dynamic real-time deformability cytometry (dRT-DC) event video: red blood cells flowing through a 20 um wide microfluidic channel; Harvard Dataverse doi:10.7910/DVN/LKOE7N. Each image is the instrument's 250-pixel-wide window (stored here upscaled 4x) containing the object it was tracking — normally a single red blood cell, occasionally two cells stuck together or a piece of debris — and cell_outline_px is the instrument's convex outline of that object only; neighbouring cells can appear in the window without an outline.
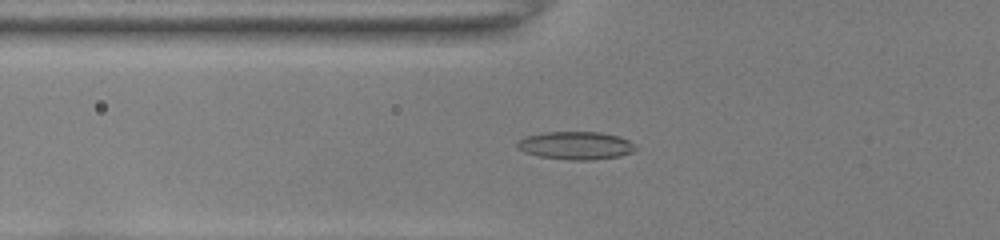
{"species": "common noctule bat (a hibernating species)", "species_latin": "Nyctalus noctula", "temperature_condition": "room temperature", "stored_images_in_passage": 48, "camera_frame_rate_fps": 3000, "um_per_image_px": 0.085, "animal": {"sex": "female", "body_mass_g": 22.0, "forearm_length_mm": 56.7}, "frame": {"image": 1, "passage_image": 16, "time_ms": 5.0, "image_size_px": [1000, 240], "cell_outline_px": [[640, 148], [632, 152], [620, 156], [592, 160], [568, 160], [536, 156], [524, 152], [516, 148], [516, 144], [524, 136], [544, 132], [600, 132], [620, 136], [628, 140]], "centroid_in_image_um": [48.94, 12.37], "position_along_channel_um": 76.9, "area_um2": 19.59}}
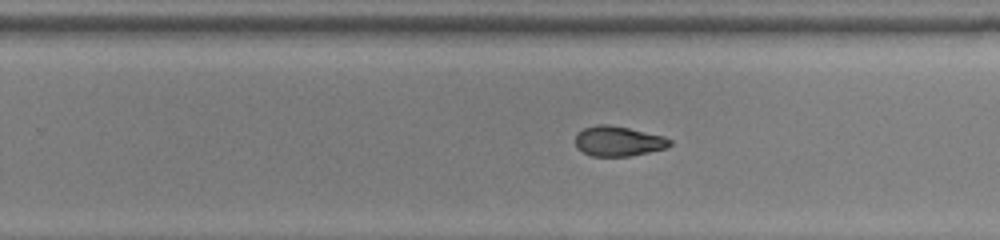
{"frame": {"image": 2, "passage_image": 31, "time_ms": 10.0, "image_size_px": [1000, 240], "cell_outline_px": [[672, 144], [668, 148], [628, 156], [592, 156], [576, 148], [576, 132], [584, 128], [596, 124], [608, 124], [628, 128], [664, 136], [672, 140]], "centroid_in_image_um": [52.56, 11.99], "position_along_channel_um": 277.2, "area_um2": 16.59}}
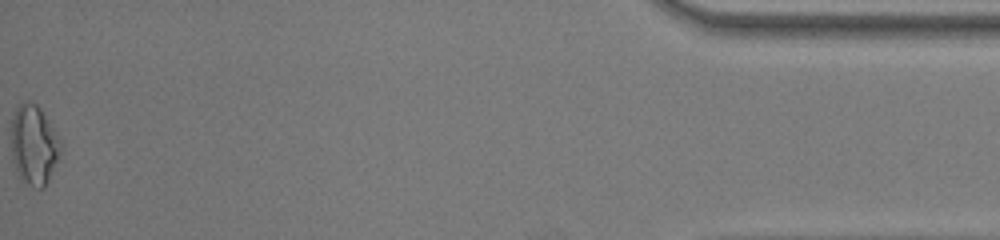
{"frame": {"image": 3, "passage_image": 48, "time_ms": 15.667, "image_size_px": [1000, 240], "cell_outline_px": [[64, 148], [44, 188], [32, 188], [20, 180], [16, 172], [12, 160], [12, 116], [16, 108], [24, 100], [32, 100], [40, 108], [60, 136]], "centroid_in_image_um": [2.91, 12.32], "position_along_channel_um": 432.3, "area_um2": 23.64}, "authors_computed_cell_mechanics": {"area_um2": 17.4556, "velocity_mm_per_s": 4.033, "shape_relaxation_time_tau1_ms": 5.4895, "shape_relaxation_time_tau2_ms": 2.2109, "deformation_change_tau1": 0.1774, "deformation_change_tau2": 0.0823}}